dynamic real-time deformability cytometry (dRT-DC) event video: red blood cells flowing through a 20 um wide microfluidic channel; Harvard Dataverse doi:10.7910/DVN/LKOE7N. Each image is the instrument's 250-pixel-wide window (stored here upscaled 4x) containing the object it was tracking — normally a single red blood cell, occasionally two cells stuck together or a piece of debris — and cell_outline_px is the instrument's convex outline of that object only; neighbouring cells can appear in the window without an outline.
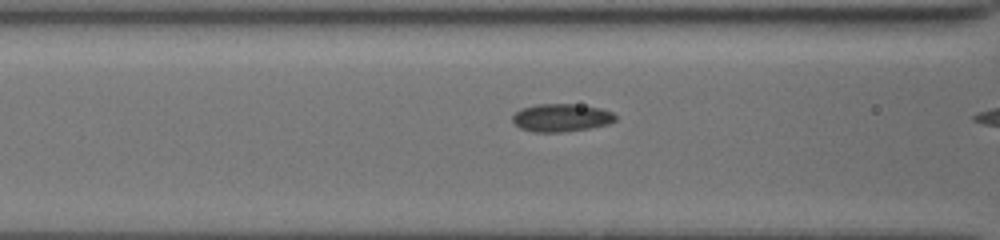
{"species": "common noctule bat (a hibernating species)", "species_latin": "Nyctalus noctula", "temperature_condition": "cold", "stored_images_in_passage": 6, "camera_frame_rate_fps": 3000, "um_per_image_px": 0.085, "animal": {"sex": "female", "body_mass_g": 19.5, "forearm_length_mm": 54.1}, "frame": {"image": 1, "passage_image": 5, "time_ms": 1.0, "image_size_px": [1000, 240], "cell_outline_px": [[616, 120], [608, 124], [588, 128], [560, 132], [532, 132], [520, 128], [512, 124], [512, 116], [516, 112], [524, 108], [536, 104], [572, 104], [600, 108], [612, 112], [616, 116]], "centroid_in_image_um": [47.68, 10.01], "position_along_channel_um": 118.9, "area_um2": 16.65}}